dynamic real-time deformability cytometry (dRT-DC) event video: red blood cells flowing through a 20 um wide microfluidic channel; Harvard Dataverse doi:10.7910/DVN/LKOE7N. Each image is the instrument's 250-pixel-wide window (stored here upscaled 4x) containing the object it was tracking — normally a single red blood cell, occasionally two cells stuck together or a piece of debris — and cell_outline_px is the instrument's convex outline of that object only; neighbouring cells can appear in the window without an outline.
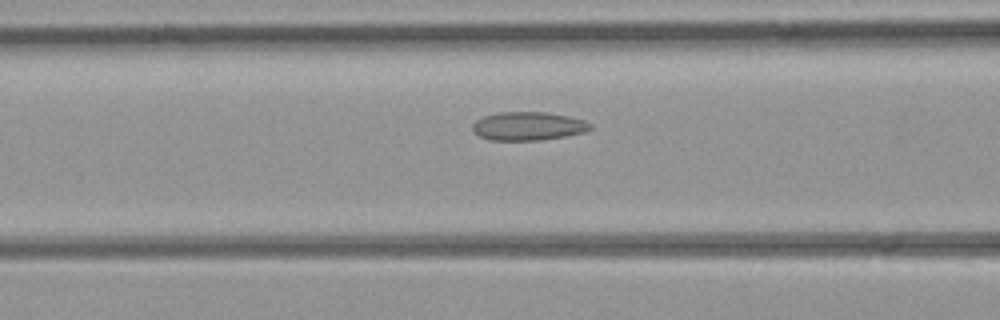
{"species": "common noctule bat (a hibernating species)", "species_latin": "Nyctalus noctula", "temperature_condition": "room temperature", "stored_images_in_passage": 30, "camera_frame_rate_fps": 3000, "um_per_image_px": 0.085, "animal": {"sex": "female", "body_mass_g": 21.9}, "frame": {"image": 1, "passage_image": 6, "time_ms": 1.667, "image_size_px": [1000, 320], "cell_outline_px": [[592, 128], [584, 132], [564, 136], [540, 140], [488, 140], [480, 136], [472, 128], [472, 124], [476, 120], [484, 116], [500, 112], [544, 112], [568, 116], [584, 120], [592, 124]], "centroid_in_image_um": [44.89, 10.72], "position_along_channel_um": 121.7, "area_um2": 19.42}}
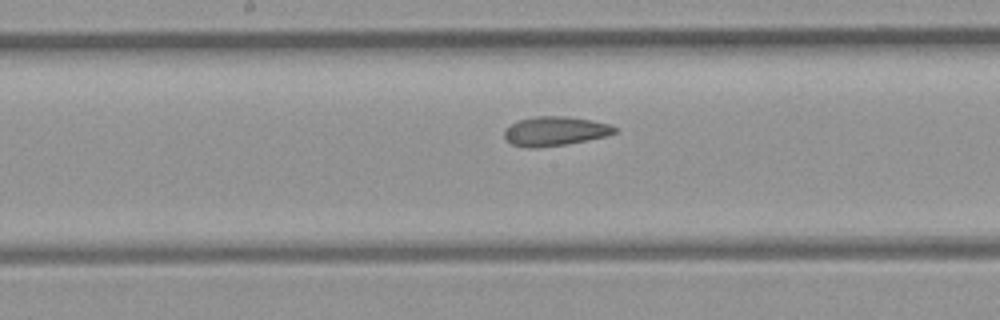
{"frame": {"image": 2, "passage_image": 11, "time_ms": 3.333, "image_size_px": [1000, 320], "cell_outline_px": [[616, 132], [604, 136], [568, 144], [536, 148], [528, 148], [512, 144], [504, 140], [504, 128], [520, 120], [536, 116], [564, 116], [592, 120], [608, 124], [616, 128]], "centroid_in_image_um": [47.12, 11.15], "position_along_channel_um": 201.1, "area_um2": 18.73}}
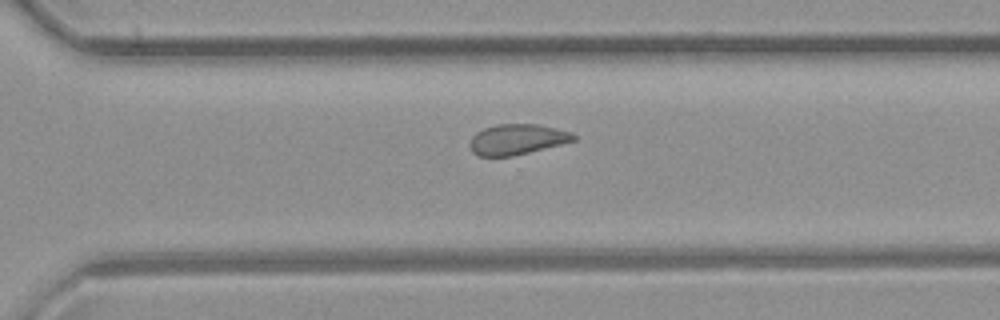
{"frame": {"image": 3, "passage_image": 19, "time_ms": 6.0, "image_size_px": [1000, 320], "cell_outline_px": [[576, 140], [512, 156], [476, 156], [472, 152], [468, 144], [472, 136], [476, 132], [484, 128], [496, 124], [536, 124], [572, 132], [576, 136]], "centroid_in_image_um": [43.9, 11.84], "position_along_channel_um": 326.7, "area_um2": 18.38}}